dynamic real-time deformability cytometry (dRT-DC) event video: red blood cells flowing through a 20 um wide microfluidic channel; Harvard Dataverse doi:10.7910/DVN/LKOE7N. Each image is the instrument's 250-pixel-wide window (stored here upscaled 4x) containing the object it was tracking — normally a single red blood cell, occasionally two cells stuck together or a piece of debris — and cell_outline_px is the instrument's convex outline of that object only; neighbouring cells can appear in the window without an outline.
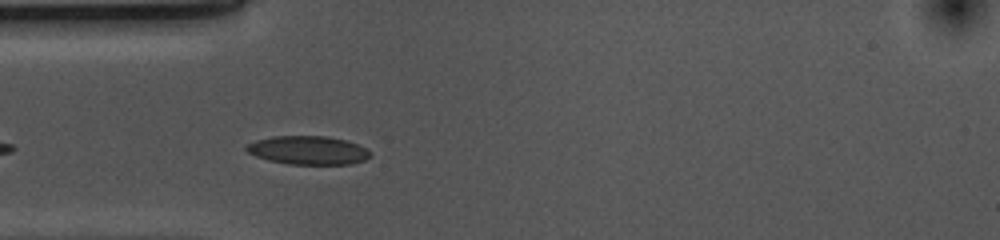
{"species": "common noctule bat (a hibernating species)", "species_latin": "Nyctalus noctula", "temperature_condition": "cold", "stored_images_in_passage": 11, "camera_frame_rate_fps": 3000, "um_per_image_px": 0.085, "animal": {"sex": "female", "body_mass_g": 10.0, "forearm_length_mm": 53.1}, "frame": {"image": 1, "passage_image": 4, "time_ms": 1.0, "image_size_px": [1000, 240], "cell_outline_px": [[372, 156], [364, 160], [352, 164], [288, 164], [268, 160], [256, 156], [248, 152], [244, 148], [244, 144], [256, 140], [272, 136], [328, 136], [348, 140], [372, 152]], "centroid_in_image_um": [26.18, 12.76], "position_along_channel_um": 58.8, "area_um2": 20.81}}